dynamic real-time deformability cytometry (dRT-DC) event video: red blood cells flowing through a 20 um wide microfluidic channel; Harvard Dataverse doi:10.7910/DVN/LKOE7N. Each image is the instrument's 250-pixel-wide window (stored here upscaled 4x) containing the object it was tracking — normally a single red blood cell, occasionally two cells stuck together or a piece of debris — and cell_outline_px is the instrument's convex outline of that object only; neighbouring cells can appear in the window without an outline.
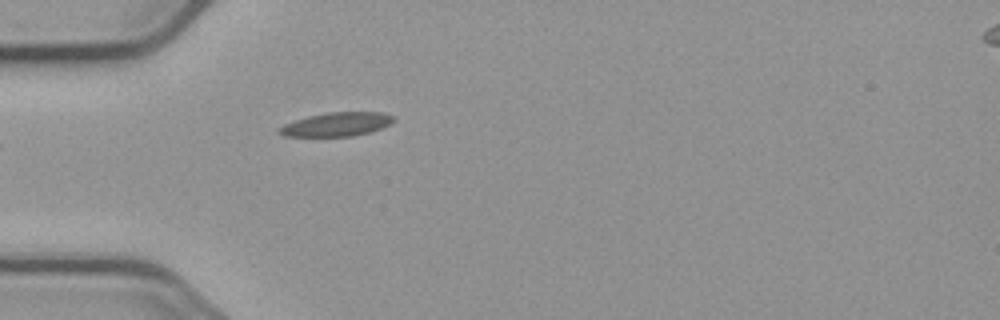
{"species": "common noctule bat (a hibernating species)", "species_latin": "Nyctalus noctula", "temperature_condition": "cold", "stored_images_in_passage": 6, "segment_of_instrument_passage": [1, 2], "camera_frame_rate_fps": 3000, "um_per_image_px": 0.085, "animal": {"sex": "male", "body_mass_g": 23.1, "forearm_length_mm": 52.7}, "frame": {"image": 1, "passage_image": 5, "time_ms": 4.667, "image_size_px": [1000, 320], "cell_outline_px": [[396, 120], [380, 128], [368, 132], [352, 136], [284, 136], [276, 132], [276, 128], [284, 124], [308, 116], [328, 112], [384, 112], [396, 116]], "centroid_in_image_um": [28.6, 10.56], "position_along_channel_um": 56.4, "area_um2": 15.9}}